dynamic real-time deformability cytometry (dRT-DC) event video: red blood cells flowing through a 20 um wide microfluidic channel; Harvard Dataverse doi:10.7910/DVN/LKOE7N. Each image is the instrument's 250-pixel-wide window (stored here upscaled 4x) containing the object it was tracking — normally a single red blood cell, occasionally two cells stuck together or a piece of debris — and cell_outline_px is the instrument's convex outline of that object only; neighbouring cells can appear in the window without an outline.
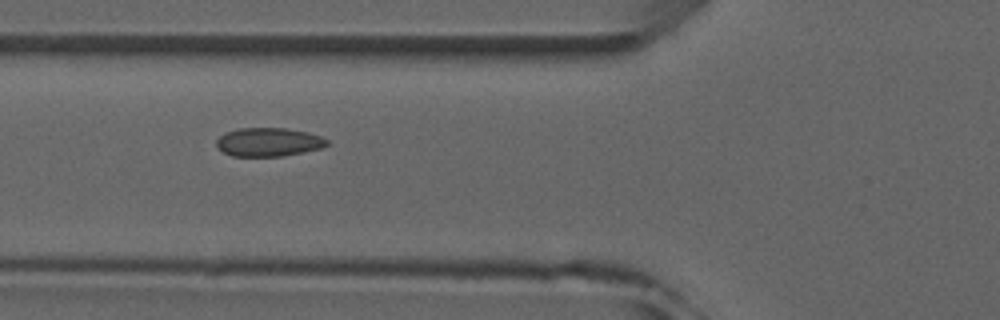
{"species": "common noctule bat (a hibernating species)", "species_latin": "Nyctalus noctula", "temperature_condition": "room temperature", "stored_images_in_passage": 8, "camera_frame_rate_fps": 3000, "um_per_image_px": 0.085, "animal": {"sex": "male", "forearm_length_mm": 52.5}, "frame": {"image": 1, "passage_image": 6, "time_ms": 5.667, "image_size_px": [1000, 320], "cell_outline_px": [[328, 144], [320, 148], [280, 156], [232, 156], [224, 152], [216, 144], [216, 140], [224, 132], [240, 128], [284, 128], [308, 132], [320, 136], [328, 140]], "centroid_in_image_um": [22.8, 12.06], "position_along_channel_um": 103.0, "area_um2": 18.21}}
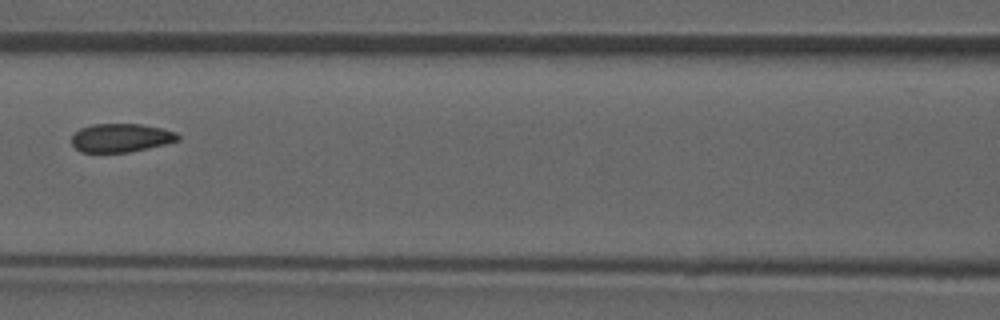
{"frame": {"image": 2, "passage_image": 7, "time_ms": 7.0, "image_size_px": [1000, 320], "cell_outline_px": [[180, 140], [148, 148], [128, 152], [80, 152], [72, 144], [72, 136], [80, 128], [92, 124], [140, 124], [164, 128], [176, 132], [180, 136]], "centroid_in_image_um": [10.3, 11.71], "position_along_channel_um": 156.3, "area_um2": 17.69}}